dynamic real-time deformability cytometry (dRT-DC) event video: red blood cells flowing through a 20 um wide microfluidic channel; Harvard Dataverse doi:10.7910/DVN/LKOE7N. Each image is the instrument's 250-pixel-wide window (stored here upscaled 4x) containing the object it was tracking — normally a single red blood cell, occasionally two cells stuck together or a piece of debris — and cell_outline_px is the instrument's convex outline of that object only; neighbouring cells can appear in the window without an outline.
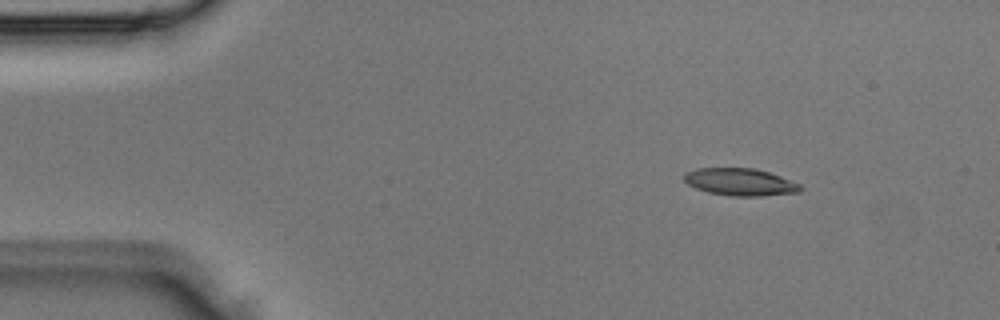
{"species": "Egyptian fruit bat (a non-hibernating species)", "species_latin": "Rousettus aegyptiacus", "temperature_condition": "room temperature", "stored_images_in_passage": 2, "camera_frame_rate_fps": 3000, "um_per_image_px": 0.085, "animal": {"sex": "male"}, "frame": {"image": 1, "passage_image": 1, "time_ms": 0.0, "image_size_px": [1000, 320], "cell_outline_px": [[804, 188], [800, 192], [760, 196], [732, 196], [708, 192], [696, 188], [688, 184], [684, 180], [684, 172], [696, 168], [756, 168], [780, 176], [800, 184]], "centroid_in_image_um": [62.92, 15.46], "position_along_channel_um": 22.1, "area_um2": 18.55}}